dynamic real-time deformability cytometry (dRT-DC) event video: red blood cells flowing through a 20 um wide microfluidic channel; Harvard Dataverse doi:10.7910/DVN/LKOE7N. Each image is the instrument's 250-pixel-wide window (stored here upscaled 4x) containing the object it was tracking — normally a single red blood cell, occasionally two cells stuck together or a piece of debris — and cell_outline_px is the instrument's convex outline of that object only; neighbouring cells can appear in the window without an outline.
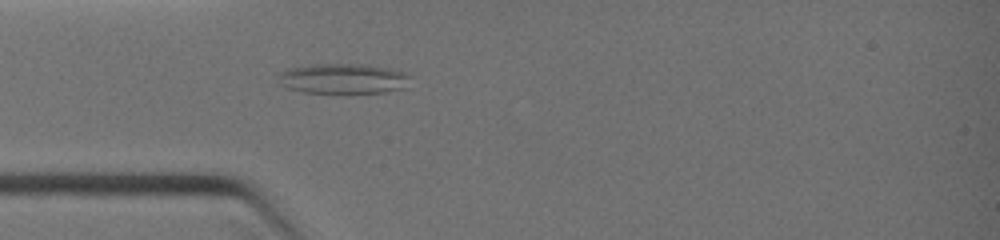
{"species": "common noctule bat (a hibernating species)", "species_latin": "Nyctalus noctula", "temperature_condition": "warm", "stored_images_in_passage": 7, "camera_frame_rate_fps": 3000, "um_per_image_px": 0.085, "animal": {"sex": "female", "body_mass_g": 19.0, "forearm_length_mm": 51.5}, "frame": {"image": 1, "passage_image": 7, "time_ms": 3.333, "image_size_px": [1000, 240], "cell_outline_px": [[408, 76], [404, 88], [384, 92], [344, 96], [340, 96], [304, 92], [288, 88], [280, 84], [276, 76], [280, 72], [288, 68], [312, 64], [368, 64], [408, 72]], "centroid_in_image_um": [29.12, 6.72], "position_along_channel_um": 55.9, "area_um2": 24.28}}